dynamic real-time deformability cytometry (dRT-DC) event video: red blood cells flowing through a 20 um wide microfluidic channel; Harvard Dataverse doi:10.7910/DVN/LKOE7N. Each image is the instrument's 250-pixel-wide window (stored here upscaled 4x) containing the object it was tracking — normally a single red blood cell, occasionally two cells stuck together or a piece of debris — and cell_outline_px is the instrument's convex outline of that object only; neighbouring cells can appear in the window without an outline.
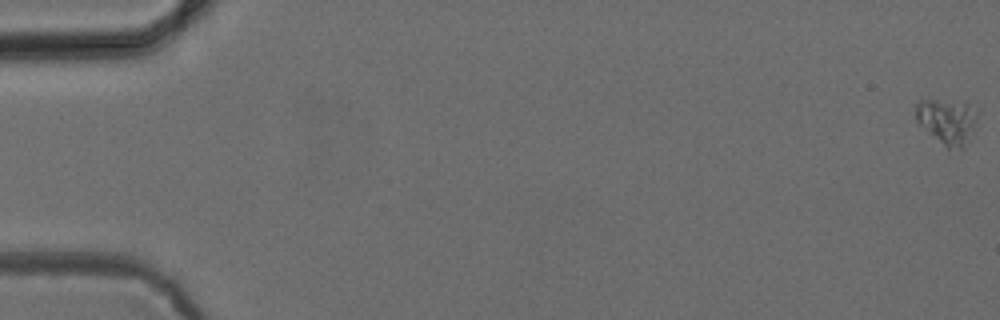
{"species": "common noctule bat (a hibernating species)", "species_latin": "Nyctalus noctula", "temperature_condition": "cold", "stored_images_in_passage": 3, "camera_frame_rate_fps": 3000, "um_per_image_px": 0.085, "animal": {"sex": "female", "body_mass_g": 24.6, "forearm_length_mm": 56.2}, "frame": {"image": 1, "passage_image": 1, "time_ms": 0.0, "image_size_px": [1000, 320], "cell_outline_px": [[976, 120], [964, 148], [948, 152], [916, 120], [916, 104], [920, 100], [936, 100], [968, 104], [976, 116]], "centroid_in_image_um": [80.46, 10.38], "position_along_channel_um": 4.5, "area_um2": 15.95}}